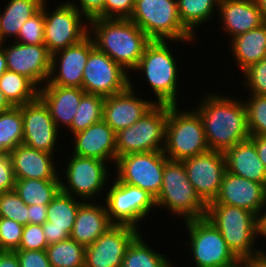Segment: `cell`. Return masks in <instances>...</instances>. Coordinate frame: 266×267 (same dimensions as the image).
Masks as SVG:
<instances>
[{"label": "cell", "mask_w": 266, "mask_h": 267, "mask_svg": "<svg viewBox=\"0 0 266 267\" xmlns=\"http://www.w3.org/2000/svg\"><path fill=\"white\" fill-rule=\"evenodd\" d=\"M189 235V251L196 267H230L240 260L227 246L218 229L206 218L183 222Z\"/></svg>", "instance_id": "cell-10"}, {"label": "cell", "mask_w": 266, "mask_h": 267, "mask_svg": "<svg viewBox=\"0 0 266 267\" xmlns=\"http://www.w3.org/2000/svg\"><path fill=\"white\" fill-rule=\"evenodd\" d=\"M0 267H20L15 251H0Z\"/></svg>", "instance_id": "cell-50"}, {"label": "cell", "mask_w": 266, "mask_h": 267, "mask_svg": "<svg viewBox=\"0 0 266 267\" xmlns=\"http://www.w3.org/2000/svg\"><path fill=\"white\" fill-rule=\"evenodd\" d=\"M249 139L255 144L259 159L266 168V136L250 135Z\"/></svg>", "instance_id": "cell-49"}, {"label": "cell", "mask_w": 266, "mask_h": 267, "mask_svg": "<svg viewBox=\"0 0 266 267\" xmlns=\"http://www.w3.org/2000/svg\"><path fill=\"white\" fill-rule=\"evenodd\" d=\"M104 100L105 98L102 96L85 93L81 98L71 126L66 130L75 134L103 120Z\"/></svg>", "instance_id": "cell-37"}, {"label": "cell", "mask_w": 266, "mask_h": 267, "mask_svg": "<svg viewBox=\"0 0 266 267\" xmlns=\"http://www.w3.org/2000/svg\"><path fill=\"white\" fill-rule=\"evenodd\" d=\"M169 105L165 125L164 155L182 161L209 151L202 119L195 109L181 110Z\"/></svg>", "instance_id": "cell-5"}, {"label": "cell", "mask_w": 266, "mask_h": 267, "mask_svg": "<svg viewBox=\"0 0 266 267\" xmlns=\"http://www.w3.org/2000/svg\"><path fill=\"white\" fill-rule=\"evenodd\" d=\"M168 104H155L133 125L116 133L117 159L130 153L163 151Z\"/></svg>", "instance_id": "cell-8"}, {"label": "cell", "mask_w": 266, "mask_h": 267, "mask_svg": "<svg viewBox=\"0 0 266 267\" xmlns=\"http://www.w3.org/2000/svg\"><path fill=\"white\" fill-rule=\"evenodd\" d=\"M230 267H241L240 261L237 264H234L233 266Z\"/></svg>", "instance_id": "cell-56"}, {"label": "cell", "mask_w": 266, "mask_h": 267, "mask_svg": "<svg viewBox=\"0 0 266 267\" xmlns=\"http://www.w3.org/2000/svg\"><path fill=\"white\" fill-rule=\"evenodd\" d=\"M0 89L12 106L25 105L39 96V88L30 79L9 70L0 78Z\"/></svg>", "instance_id": "cell-33"}, {"label": "cell", "mask_w": 266, "mask_h": 267, "mask_svg": "<svg viewBox=\"0 0 266 267\" xmlns=\"http://www.w3.org/2000/svg\"><path fill=\"white\" fill-rule=\"evenodd\" d=\"M130 78L120 64L94 48L84 68L82 89L105 98L125 91L130 86Z\"/></svg>", "instance_id": "cell-14"}, {"label": "cell", "mask_w": 266, "mask_h": 267, "mask_svg": "<svg viewBox=\"0 0 266 267\" xmlns=\"http://www.w3.org/2000/svg\"><path fill=\"white\" fill-rule=\"evenodd\" d=\"M97 202V199L92 203L91 201H84L79 206L74 227L70 234V238L85 247L93 244L98 237L113 225L109 221L105 204L102 203V205Z\"/></svg>", "instance_id": "cell-27"}, {"label": "cell", "mask_w": 266, "mask_h": 267, "mask_svg": "<svg viewBox=\"0 0 266 267\" xmlns=\"http://www.w3.org/2000/svg\"><path fill=\"white\" fill-rule=\"evenodd\" d=\"M9 155L12 159L15 179L61 180L63 176L56 171L58 167L53 154L21 144Z\"/></svg>", "instance_id": "cell-24"}, {"label": "cell", "mask_w": 266, "mask_h": 267, "mask_svg": "<svg viewBox=\"0 0 266 267\" xmlns=\"http://www.w3.org/2000/svg\"><path fill=\"white\" fill-rule=\"evenodd\" d=\"M88 35L96 49L106 53L129 74L138 65L146 45L151 41L133 21L120 18L88 21Z\"/></svg>", "instance_id": "cell-2"}, {"label": "cell", "mask_w": 266, "mask_h": 267, "mask_svg": "<svg viewBox=\"0 0 266 267\" xmlns=\"http://www.w3.org/2000/svg\"><path fill=\"white\" fill-rule=\"evenodd\" d=\"M73 139V155L104 160L113 166L116 164V132L104 120L73 134Z\"/></svg>", "instance_id": "cell-22"}, {"label": "cell", "mask_w": 266, "mask_h": 267, "mask_svg": "<svg viewBox=\"0 0 266 267\" xmlns=\"http://www.w3.org/2000/svg\"><path fill=\"white\" fill-rule=\"evenodd\" d=\"M23 144V120L20 106L0 113V154H9Z\"/></svg>", "instance_id": "cell-35"}, {"label": "cell", "mask_w": 266, "mask_h": 267, "mask_svg": "<svg viewBox=\"0 0 266 267\" xmlns=\"http://www.w3.org/2000/svg\"><path fill=\"white\" fill-rule=\"evenodd\" d=\"M47 246L42 225L27 224L23 227L18 250H46Z\"/></svg>", "instance_id": "cell-43"}, {"label": "cell", "mask_w": 266, "mask_h": 267, "mask_svg": "<svg viewBox=\"0 0 266 267\" xmlns=\"http://www.w3.org/2000/svg\"><path fill=\"white\" fill-rule=\"evenodd\" d=\"M45 0H9L0 13V34L4 42L16 39L24 23L36 14Z\"/></svg>", "instance_id": "cell-30"}, {"label": "cell", "mask_w": 266, "mask_h": 267, "mask_svg": "<svg viewBox=\"0 0 266 267\" xmlns=\"http://www.w3.org/2000/svg\"><path fill=\"white\" fill-rule=\"evenodd\" d=\"M4 43H5V42H4V40L2 39L1 34H0V48H2V46H3Z\"/></svg>", "instance_id": "cell-55"}, {"label": "cell", "mask_w": 266, "mask_h": 267, "mask_svg": "<svg viewBox=\"0 0 266 267\" xmlns=\"http://www.w3.org/2000/svg\"><path fill=\"white\" fill-rule=\"evenodd\" d=\"M205 217L218 229L239 260L264 250H258L254 245L256 238L261 236V230L260 217L253 212L230 205L208 204Z\"/></svg>", "instance_id": "cell-3"}, {"label": "cell", "mask_w": 266, "mask_h": 267, "mask_svg": "<svg viewBox=\"0 0 266 267\" xmlns=\"http://www.w3.org/2000/svg\"><path fill=\"white\" fill-rule=\"evenodd\" d=\"M47 220V205L28 206V224L42 225Z\"/></svg>", "instance_id": "cell-48"}, {"label": "cell", "mask_w": 266, "mask_h": 267, "mask_svg": "<svg viewBox=\"0 0 266 267\" xmlns=\"http://www.w3.org/2000/svg\"><path fill=\"white\" fill-rule=\"evenodd\" d=\"M220 0H177L178 15L183 26L194 36L196 28L209 22L218 12Z\"/></svg>", "instance_id": "cell-31"}, {"label": "cell", "mask_w": 266, "mask_h": 267, "mask_svg": "<svg viewBox=\"0 0 266 267\" xmlns=\"http://www.w3.org/2000/svg\"><path fill=\"white\" fill-rule=\"evenodd\" d=\"M123 92L105 97L103 120L117 133L141 119L156 103L142 99L136 93L134 82Z\"/></svg>", "instance_id": "cell-21"}, {"label": "cell", "mask_w": 266, "mask_h": 267, "mask_svg": "<svg viewBox=\"0 0 266 267\" xmlns=\"http://www.w3.org/2000/svg\"><path fill=\"white\" fill-rule=\"evenodd\" d=\"M0 217L12 219L25 226L28 224V205L12 190L0 194Z\"/></svg>", "instance_id": "cell-39"}, {"label": "cell", "mask_w": 266, "mask_h": 267, "mask_svg": "<svg viewBox=\"0 0 266 267\" xmlns=\"http://www.w3.org/2000/svg\"><path fill=\"white\" fill-rule=\"evenodd\" d=\"M11 107L12 105L8 102V100L4 96V93L0 89V113L2 111L8 110Z\"/></svg>", "instance_id": "cell-53"}, {"label": "cell", "mask_w": 266, "mask_h": 267, "mask_svg": "<svg viewBox=\"0 0 266 267\" xmlns=\"http://www.w3.org/2000/svg\"><path fill=\"white\" fill-rule=\"evenodd\" d=\"M67 2L74 6L87 21L104 18L105 0H76V2L75 0H68Z\"/></svg>", "instance_id": "cell-45"}, {"label": "cell", "mask_w": 266, "mask_h": 267, "mask_svg": "<svg viewBox=\"0 0 266 267\" xmlns=\"http://www.w3.org/2000/svg\"><path fill=\"white\" fill-rule=\"evenodd\" d=\"M83 202L84 200L60 191L47 205V220L42 228L48 245L70 237L77 211Z\"/></svg>", "instance_id": "cell-23"}, {"label": "cell", "mask_w": 266, "mask_h": 267, "mask_svg": "<svg viewBox=\"0 0 266 267\" xmlns=\"http://www.w3.org/2000/svg\"><path fill=\"white\" fill-rule=\"evenodd\" d=\"M95 48L87 35L79 43L51 55V71L46 84L82 88L83 73L89 53Z\"/></svg>", "instance_id": "cell-19"}, {"label": "cell", "mask_w": 266, "mask_h": 267, "mask_svg": "<svg viewBox=\"0 0 266 267\" xmlns=\"http://www.w3.org/2000/svg\"><path fill=\"white\" fill-rule=\"evenodd\" d=\"M23 120V144L39 151L55 154L59 129L48 107L38 97L35 101L20 106Z\"/></svg>", "instance_id": "cell-17"}, {"label": "cell", "mask_w": 266, "mask_h": 267, "mask_svg": "<svg viewBox=\"0 0 266 267\" xmlns=\"http://www.w3.org/2000/svg\"><path fill=\"white\" fill-rule=\"evenodd\" d=\"M14 191L26 205H48L61 191V180L16 179Z\"/></svg>", "instance_id": "cell-32"}, {"label": "cell", "mask_w": 266, "mask_h": 267, "mask_svg": "<svg viewBox=\"0 0 266 267\" xmlns=\"http://www.w3.org/2000/svg\"><path fill=\"white\" fill-rule=\"evenodd\" d=\"M44 86V87H43ZM39 89V98L48 107L56 127L71 126L82 96L86 93L82 88L58 85H43Z\"/></svg>", "instance_id": "cell-26"}, {"label": "cell", "mask_w": 266, "mask_h": 267, "mask_svg": "<svg viewBox=\"0 0 266 267\" xmlns=\"http://www.w3.org/2000/svg\"><path fill=\"white\" fill-rule=\"evenodd\" d=\"M224 156L228 172L266 186V168L250 139L230 147Z\"/></svg>", "instance_id": "cell-28"}, {"label": "cell", "mask_w": 266, "mask_h": 267, "mask_svg": "<svg viewBox=\"0 0 266 267\" xmlns=\"http://www.w3.org/2000/svg\"><path fill=\"white\" fill-rule=\"evenodd\" d=\"M142 235L139 234L127 248L122 267H174L169 258L151 248Z\"/></svg>", "instance_id": "cell-34"}, {"label": "cell", "mask_w": 266, "mask_h": 267, "mask_svg": "<svg viewBox=\"0 0 266 267\" xmlns=\"http://www.w3.org/2000/svg\"><path fill=\"white\" fill-rule=\"evenodd\" d=\"M7 43L6 41L2 46L7 69L27 77L40 89L48 81L51 71V54L47 47L21 44L16 41H12V45Z\"/></svg>", "instance_id": "cell-18"}, {"label": "cell", "mask_w": 266, "mask_h": 267, "mask_svg": "<svg viewBox=\"0 0 266 267\" xmlns=\"http://www.w3.org/2000/svg\"><path fill=\"white\" fill-rule=\"evenodd\" d=\"M135 0H105L104 18L129 19Z\"/></svg>", "instance_id": "cell-44"}, {"label": "cell", "mask_w": 266, "mask_h": 267, "mask_svg": "<svg viewBox=\"0 0 266 267\" xmlns=\"http://www.w3.org/2000/svg\"><path fill=\"white\" fill-rule=\"evenodd\" d=\"M167 160L163 151L130 153L117 159L115 176L120 182L137 186L156 199Z\"/></svg>", "instance_id": "cell-13"}, {"label": "cell", "mask_w": 266, "mask_h": 267, "mask_svg": "<svg viewBox=\"0 0 266 267\" xmlns=\"http://www.w3.org/2000/svg\"><path fill=\"white\" fill-rule=\"evenodd\" d=\"M230 41L228 43L236 65L239 71L243 72L250 65L266 57V22Z\"/></svg>", "instance_id": "cell-29"}, {"label": "cell", "mask_w": 266, "mask_h": 267, "mask_svg": "<svg viewBox=\"0 0 266 267\" xmlns=\"http://www.w3.org/2000/svg\"><path fill=\"white\" fill-rule=\"evenodd\" d=\"M47 2L45 0L41 6L45 20L44 45L52 55L84 39L88 35V21L66 1L57 4L52 12L49 11Z\"/></svg>", "instance_id": "cell-12"}, {"label": "cell", "mask_w": 266, "mask_h": 267, "mask_svg": "<svg viewBox=\"0 0 266 267\" xmlns=\"http://www.w3.org/2000/svg\"><path fill=\"white\" fill-rule=\"evenodd\" d=\"M217 13L229 40L265 23L255 0H220Z\"/></svg>", "instance_id": "cell-25"}, {"label": "cell", "mask_w": 266, "mask_h": 267, "mask_svg": "<svg viewBox=\"0 0 266 267\" xmlns=\"http://www.w3.org/2000/svg\"><path fill=\"white\" fill-rule=\"evenodd\" d=\"M150 40L191 44L194 37L181 23L177 0H135L129 18Z\"/></svg>", "instance_id": "cell-6"}, {"label": "cell", "mask_w": 266, "mask_h": 267, "mask_svg": "<svg viewBox=\"0 0 266 267\" xmlns=\"http://www.w3.org/2000/svg\"><path fill=\"white\" fill-rule=\"evenodd\" d=\"M44 30V11L40 9L24 23L14 41L21 44L44 45Z\"/></svg>", "instance_id": "cell-40"}, {"label": "cell", "mask_w": 266, "mask_h": 267, "mask_svg": "<svg viewBox=\"0 0 266 267\" xmlns=\"http://www.w3.org/2000/svg\"><path fill=\"white\" fill-rule=\"evenodd\" d=\"M155 202L156 209H169L184 221L205 217L207 209L188 179L183 163L169 159L165 162L162 187Z\"/></svg>", "instance_id": "cell-7"}, {"label": "cell", "mask_w": 266, "mask_h": 267, "mask_svg": "<svg viewBox=\"0 0 266 267\" xmlns=\"http://www.w3.org/2000/svg\"><path fill=\"white\" fill-rule=\"evenodd\" d=\"M108 187L104 191L106 197L100 198L104 199L109 221L140 230L141 224L137 223H141L156 208L155 198L137 186L120 182L116 177Z\"/></svg>", "instance_id": "cell-9"}, {"label": "cell", "mask_w": 266, "mask_h": 267, "mask_svg": "<svg viewBox=\"0 0 266 267\" xmlns=\"http://www.w3.org/2000/svg\"><path fill=\"white\" fill-rule=\"evenodd\" d=\"M15 175L9 154H0V194L14 190Z\"/></svg>", "instance_id": "cell-47"}, {"label": "cell", "mask_w": 266, "mask_h": 267, "mask_svg": "<svg viewBox=\"0 0 266 267\" xmlns=\"http://www.w3.org/2000/svg\"><path fill=\"white\" fill-rule=\"evenodd\" d=\"M7 69V61L3 48H0V78Z\"/></svg>", "instance_id": "cell-52"}, {"label": "cell", "mask_w": 266, "mask_h": 267, "mask_svg": "<svg viewBox=\"0 0 266 267\" xmlns=\"http://www.w3.org/2000/svg\"><path fill=\"white\" fill-rule=\"evenodd\" d=\"M244 100L247 111V124L250 135L266 136V96L249 95Z\"/></svg>", "instance_id": "cell-38"}, {"label": "cell", "mask_w": 266, "mask_h": 267, "mask_svg": "<svg viewBox=\"0 0 266 267\" xmlns=\"http://www.w3.org/2000/svg\"><path fill=\"white\" fill-rule=\"evenodd\" d=\"M140 233L132 226L111 225L86 246L85 267H122L127 248Z\"/></svg>", "instance_id": "cell-16"}, {"label": "cell", "mask_w": 266, "mask_h": 267, "mask_svg": "<svg viewBox=\"0 0 266 267\" xmlns=\"http://www.w3.org/2000/svg\"><path fill=\"white\" fill-rule=\"evenodd\" d=\"M209 204L240 207L261 218L266 209V186L226 171L219 195Z\"/></svg>", "instance_id": "cell-20"}, {"label": "cell", "mask_w": 266, "mask_h": 267, "mask_svg": "<svg viewBox=\"0 0 266 267\" xmlns=\"http://www.w3.org/2000/svg\"><path fill=\"white\" fill-rule=\"evenodd\" d=\"M71 155L63 168L66 169L63 170L65 174L62 178L64 181L61 180V191L84 201H93L103 189L106 190L107 182L112 178V173L108 170L109 163L96 158Z\"/></svg>", "instance_id": "cell-11"}, {"label": "cell", "mask_w": 266, "mask_h": 267, "mask_svg": "<svg viewBox=\"0 0 266 267\" xmlns=\"http://www.w3.org/2000/svg\"><path fill=\"white\" fill-rule=\"evenodd\" d=\"M23 225L0 217V251H16L22 239Z\"/></svg>", "instance_id": "cell-42"}, {"label": "cell", "mask_w": 266, "mask_h": 267, "mask_svg": "<svg viewBox=\"0 0 266 267\" xmlns=\"http://www.w3.org/2000/svg\"><path fill=\"white\" fill-rule=\"evenodd\" d=\"M257 5H258V8L261 12V15L264 19V21L266 22V0H255Z\"/></svg>", "instance_id": "cell-54"}, {"label": "cell", "mask_w": 266, "mask_h": 267, "mask_svg": "<svg viewBox=\"0 0 266 267\" xmlns=\"http://www.w3.org/2000/svg\"><path fill=\"white\" fill-rule=\"evenodd\" d=\"M197 195L208 205L219 195L227 171L223 152L209 150L181 161Z\"/></svg>", "instance_id": "cell-15"}, {"label": "cell", "mask_w": 266, "mask_h": 267, "mask_svg": "<svg viewBox=\"0 0 266 267\" xmlns=\"http://www.w3.org/2000/svg\"><path fill=\"white\" fill-rule=\"evenodd\" d=\"M203 96L194 109L200 115L210 150L225 152L250 138L244 101L212 92ZM232 97V98H231Z\"/></svg>", "instance_id": "cell-1"}, {"label": "cell", "mask_w": 266, "mask_h": 267, "mask_svg": "<svg viewBox=\"0 0 266 267\" xmlns=\"http://www.w3.org/2000/svg\"><path fill=\"white\" fill-rule=\"evenodd\" d=\"M241 267H266V255L261 252L258 255L240 260Z\"/></svg>", "instance_id": "cell-51"}, {"label": "cell", "mask_w": 266, "mask_h": 267, "mask_svg": "<svg viewBox=\"0 0 266 267\" xmlns=\"http://www.w3.org/2000/svg\"><path fill=\"white\" fill-rule=\"evenodd\" d=\"M46 253L52 267H85L86 247L70 237L48 245Z\"/></svg>", "instance_id": "cell-36"}, {"label": "cell", "mask_w": 266, "mask_h": 267, "mask_svg": "<svg viewBox=\"0 0 266 267\" xmlns=\"http://www.w3.org/2000/svg\"><path fill=\"white\" fill-rule=\"evenodd\" d=\"M171 42L151 40L146 45L138 65L132 70L133 73L135 71L145 75L151 87L149 90L152 89V93L156 95V104L177 105L178 101L179 67L176 56L170 49L172 46H168L174 41Z\"/></svg>", "instance_id": "cell-4"}, {"label": "cell", "mask_w": 266, "mask_h": 267, "mask_svg": "<svg viewBox=\"0 0 266 267\" xmlns=\"http://www.w3.org/2000/svg\"><path fill=\"white\" fill-rule=\"evenodd\" d=\"M20 267H52L46 250H16Z\"/></svg>", "instance_id": "cell-46"}, {"label": "cell", "mask_w": 266, "mask_h": 267, "mask_svg": "<svg viewBox=\"0 0 266 267\" xmlns=\"http://www.w3.org/2000/svg\"><path fill=\"white\" fill-rule=\"evenodd\" d=\"M242 77L244 78L243 86L250 92L248 94L266 96V57L245 69Z\"/></svg>", "instance_id": "cell-41"}]
</instances>
